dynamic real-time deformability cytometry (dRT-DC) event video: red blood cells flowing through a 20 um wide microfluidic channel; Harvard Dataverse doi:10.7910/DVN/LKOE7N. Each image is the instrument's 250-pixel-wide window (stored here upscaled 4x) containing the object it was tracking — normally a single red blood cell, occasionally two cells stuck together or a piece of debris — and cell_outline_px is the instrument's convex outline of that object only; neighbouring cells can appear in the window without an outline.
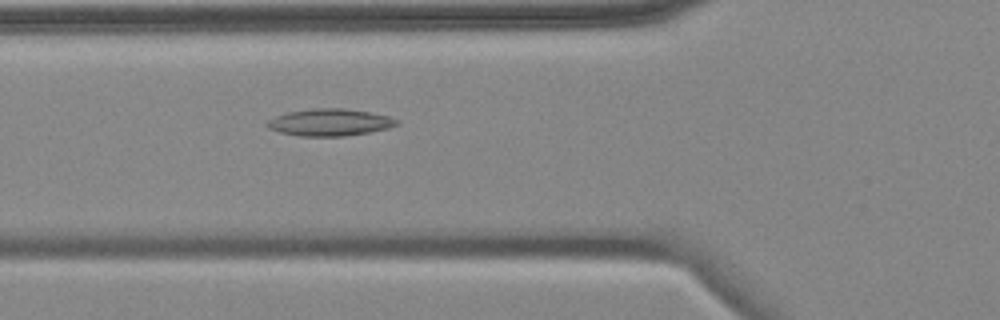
{"species": "common noctule bat (a hibernating species)", "species_latin": "Nyctalus noctula", "temperature_condition": "cold", "stored_images_in_passage": 2, "camera_frame_rate_fps": 3000, "um_per_image_px": 0.085, "animal": {"sex": "female", "body_mass_g": 18.4}, "frame": {"image": 1, "passage_image": 2, "time_ms": 1.0, "image_size_px": [1000, 320], "cell_outline_px": [[400, 124], [388, 128], [368, 132], [344, 136], [300, 136], [280, 132], [268, 128], [264, 124], [268, 120], [276, 116], [288, 112], [312, 108], [344, 108], [372, 112], [388, 116], [400, 120]], "centroid_in_image_um": [28.05, 10.39], "position_along_channel_um": 97.8, "area_um2": 20.52}}